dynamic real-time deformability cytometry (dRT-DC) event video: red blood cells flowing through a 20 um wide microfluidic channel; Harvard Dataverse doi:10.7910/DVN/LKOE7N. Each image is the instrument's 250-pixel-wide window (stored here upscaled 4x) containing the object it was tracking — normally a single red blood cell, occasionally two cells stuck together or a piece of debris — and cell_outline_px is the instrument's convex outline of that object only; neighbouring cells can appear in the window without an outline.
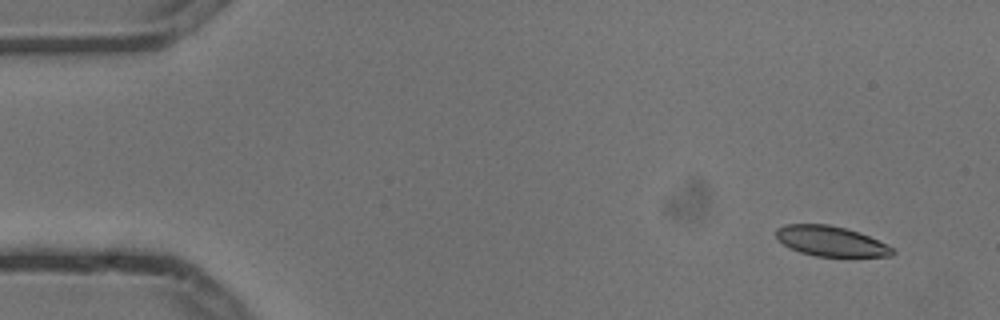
{"species": "common noctule bat (a hibernating species)", "species_latin": "Nyctalus noctula", "temperature_condition": "cold", "stored_images_in_passage": 6, "camera_frame_rate_fps": 3000, "um_per_image_px": 0.085, "animal": {"sex": "male", "body_mass_g": 13.3}, "frame": {"image": 1, "passage_image": 1, "time_ms": 0.0, "image_size_px": [1000, 320], "cell_outline_px": [[896, 252], [892, 256], [816, 256], [800, 252], [788, 248], [776, 236], [776, 228], [784, 224], [828, 224], [860, 232], [892, 248]], "centroid_in_image_um": [70.58, 20.49], "position_along_channel_um": 14.4, "area_um2": 20.23}}
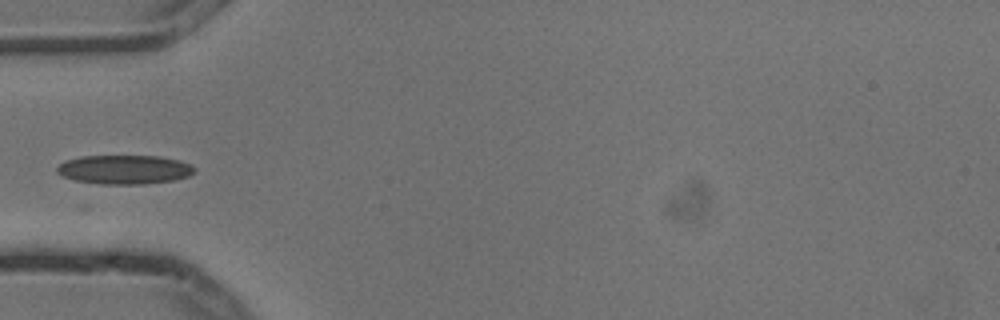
{"frame": {"image": 2, "passage_image": 5, "time_ms": 1.333, "image_size_px": [1000, 320], "cell_outline_px": [[196, 172], [188, 176], [172, 180], [144, 184], [100, 184], [76, 180], [64, 176], [56, 172], [56, 168], [64, 160], [80, 156], [160, 156], [180, 160], [196, 168]], "centroid_in_image_um": [10.57, 14.4], "position_along_channel_um": 74.4, "area_um2": 23.29}}
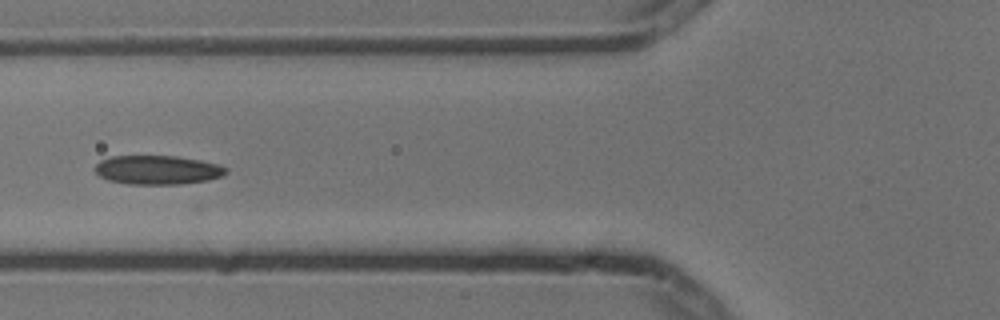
{"frame": {"image": 3, "passage_image": 6, "time_ms": 1.667, "image_size_px": [1000, 320], "cell_outline_px": [[228, 172], [224, 176], [208, 180], [180, 184], [128, 184], [108, 180], [100, 176], [96, 172], [96, 164], [100, 160], [112, 156], [176, 156], [200, 160], [220, 164], [228, 168]], "centroid_in_image_um": [13.44, 14.44], "position_along_channel_um": 112.4, "area_um2": 22.25}}